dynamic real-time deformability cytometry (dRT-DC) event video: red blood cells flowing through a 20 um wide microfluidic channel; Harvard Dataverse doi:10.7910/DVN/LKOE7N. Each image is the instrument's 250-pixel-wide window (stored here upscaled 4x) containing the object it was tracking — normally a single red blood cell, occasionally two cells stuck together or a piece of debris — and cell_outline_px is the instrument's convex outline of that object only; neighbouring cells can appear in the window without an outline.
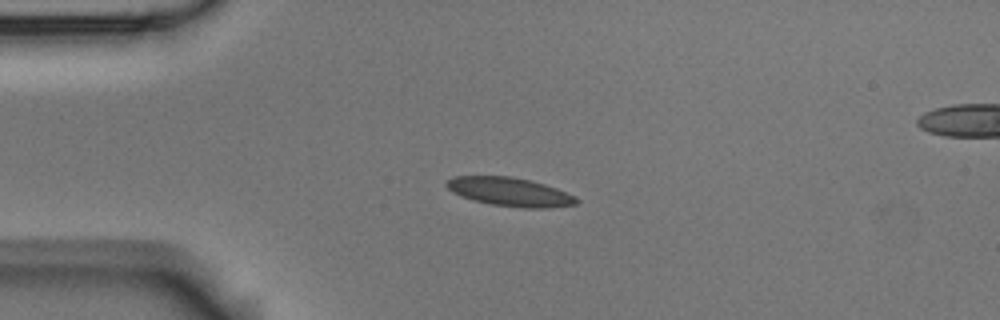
{"species": "Egyptian fruit bat (a non-hibernating species)", "species_latin": "Rousettus aegyptiacus", "temperature_condition": "room temperature", "stored_images_in_passage": 4, "segment_of_instrument_passage": [1, 2], "camera_frame_rate_fps": 3000, "um_per_image_px": 0.085, "animal": {"sex": "male"}, "frame": {"image": 1, "passage_image": 2, "time_ms": 0.333, "image_size_px": [1000, 320], "cell_outline_px": [[580, 200], [576, 204], [548, 208], [524, 208], [492, 204], [472, 200], [460, 196], [452, 192], [444, 184], [448, 180], [456, 176], [508, 176], [528, 180], [544, 184], [556, 188], [576, 196]], "centroid_in_image_um": [43.34, 16.31], "position_along_channel_um": 41.7, "area_um2": 21.62}}